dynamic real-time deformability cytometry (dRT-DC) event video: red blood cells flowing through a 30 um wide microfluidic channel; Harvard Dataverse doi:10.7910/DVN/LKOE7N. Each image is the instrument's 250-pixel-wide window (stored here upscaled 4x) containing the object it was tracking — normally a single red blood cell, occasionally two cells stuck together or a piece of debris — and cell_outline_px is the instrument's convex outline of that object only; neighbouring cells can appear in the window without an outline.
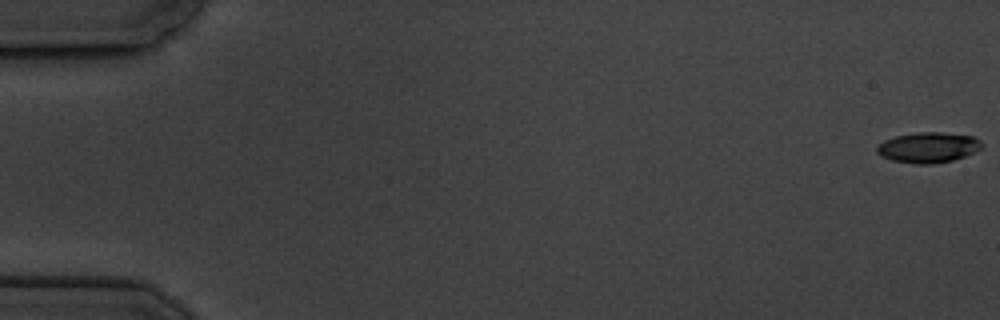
{"species": "common noctule bat (a hibernating species)", "species_latin": "Nyctalus noctula", "temperature_condition": "cold", "stored_images_in_passage": 11, "camera_frame_rate_fps": 3000, "um_per_image_px": 0.085, "animal": {"sex": "male", "body_mass_g": 19.5, "forearm_length_mm": 54.6}, "frame": {"image": 1, "passage_image": 1, "time_ms": 0.0, "image_size_px": [1000, 320], "cell_outline_px": [[984, 144], [980, 148], [964, 156], [952, 160], [932, 164], [916, 164], [892, 160], [876, 152], [876, 148], [884, 140], [896, 136], [916, 132], [940, 132], [972, 136]], "centroid_in_image_um": [78.88, 12.53], "position_along_channel_um": 6.1, "area_um2": 18.32}}
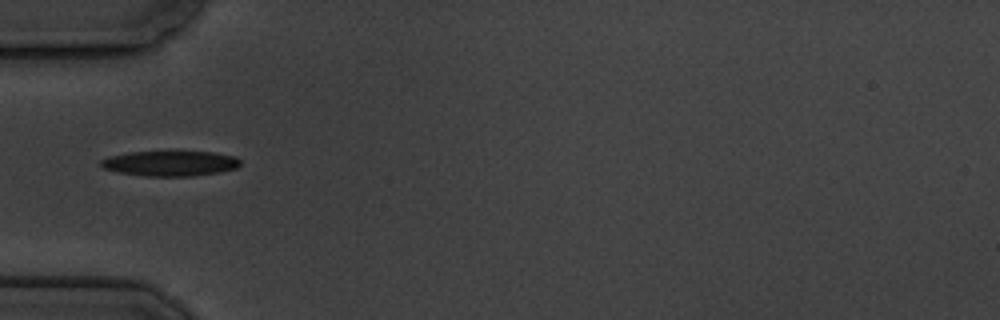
{"frame": {"image": 2, "passage_image": 6, "time_ms": 6.333, "image_size_px": [1000, 320], "cell_outline_px": [[240, 164], [236, 168], [220, 172], [192, 176], [144, 176], [120, 172], [104, 168], [100, 164], [100, 160], [108, 156], [132, 152], [212, 152], [236, 156], [240, 160]], "centroid_in_image_um": [14.48, 13.89], "position_along_channel_um": 70.5, "area_um2": 20.35}}
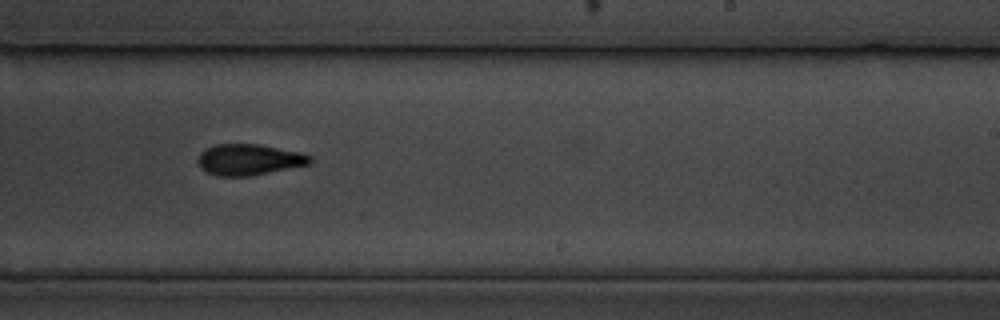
{"frame": {"image": 3, "passage_image": 11, "time_ms": 12.0, "image_size_px": [1000, 320], "cell_outline_px": [[312, 164], [252, 176], [216, 176], [200, 168], [200, 152], [216, 144], [260, 144], [300, 152], [312, 156]], "centroid_in_image_um": [21.23, 13.57], "position_along_channel_um": 267.8, "area_um2": 20.35}}